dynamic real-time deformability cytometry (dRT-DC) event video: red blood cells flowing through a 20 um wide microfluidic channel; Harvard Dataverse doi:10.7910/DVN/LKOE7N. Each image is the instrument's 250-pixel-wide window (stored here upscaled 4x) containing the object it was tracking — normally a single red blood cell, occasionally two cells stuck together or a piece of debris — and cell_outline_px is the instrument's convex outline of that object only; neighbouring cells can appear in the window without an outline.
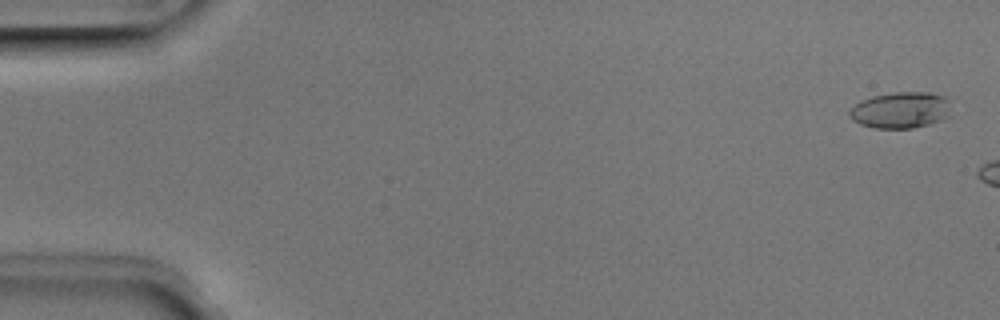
{"species": "Egyptian fruit bat (a non-hibernating species)", "species_latin": "Rousettus aegyptiacus", "temperature_condition": "room temperature", "stored_images_in_passage": 6, "camera_frame_rate_fps": 3000, "um_per_image_px": 0.085, "animal": {"sex": "male"}, "frame": {"image": 1, "passage_image": 2, "time_ms": 0.333, "image_size_px": [1000, 320], "cell_outline_px": [[948, 116], [940, 120], [928, 124], [912, 128], [876, 128], [860, 124], [852, 120], [848, 116], [848, 112], [860, 100], [872, 96], [892, 92], [928, 92], [944, 96], [948, 100]], "centroid_in_image_um": [76.5, 9.35], "position_along_channel_um": 8.5, "area_um2": 21.39}}